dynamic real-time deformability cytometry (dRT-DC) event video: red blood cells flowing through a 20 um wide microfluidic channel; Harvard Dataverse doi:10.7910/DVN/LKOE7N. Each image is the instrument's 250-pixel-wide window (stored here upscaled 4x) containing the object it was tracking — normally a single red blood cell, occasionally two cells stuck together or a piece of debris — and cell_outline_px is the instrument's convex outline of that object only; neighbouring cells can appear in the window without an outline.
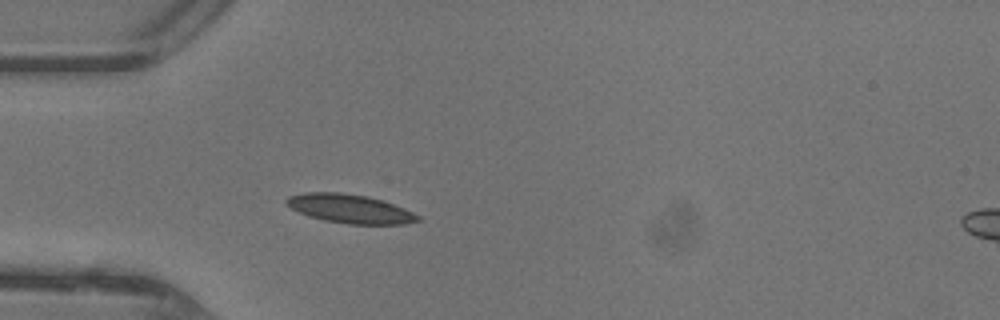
{"species": "common noctule bat (a hibernating species)", "species_latin": "Nyctalus noctula", "temperature_condition": "warm", "stored_images_in_passage": 34, "camera_frame_rate_fps": 3000, "um_per_image_px": 0.085, "animal": {"sex": "female"}, "frame": {"image": 1, "passage_image": 1, "time_ms": 0.0, "image_size_px": [1000, 320], "cell_outline_px": [[420, 220], [404, 224], [348, 224], [324, 220], [308, 216], [292, 208], [284, 200], [288, 196], [304, 192], [340, 192], [368, 196], [404, 208], [420, 216]], "centroid_in_image_um": [29.73, 17.74], "position_along_channel_um": 55.3, "area_um2": 21.91}}
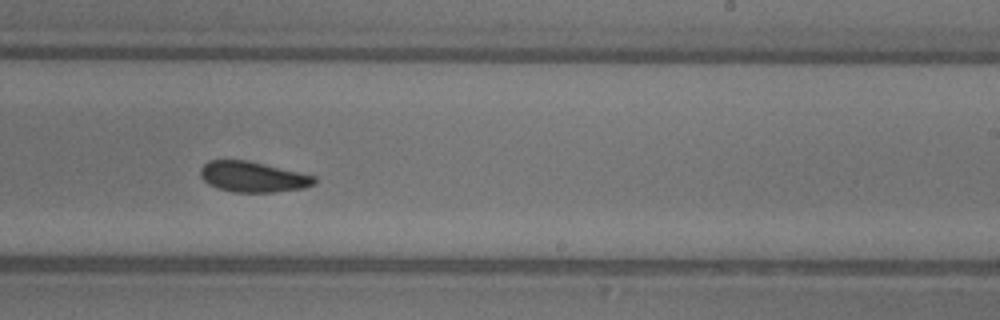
{"frame": {"image": 2, "passage_image": 16, "time_ms": 5.0, "image_size_px": [1000, 320], "cell_outline_px": [[316, 184], [304, 188], [276, 192], [236, 192], [216, 188], [208, 184], [200, 176], [200, 168], [208, 160], [244, 160], [316, 176]], "centroid_in_image_um": [21.48, 15.04], "position_along_channel_um": 267.5, "area_um2": 20.17}}
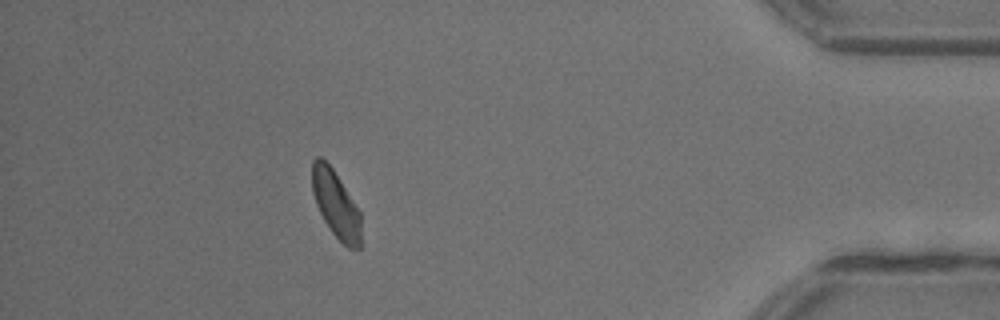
{"frame": {"image": 3, "passage_image": 29, "time_ms": 9.333, "image_size_px": [1000, 320], "cell_outline_px": [[360, 248], [348, 248], [332, 232], [324, 220], [316, 204], [312, 192], [312, 160], [316, 156], [320, 156], [332, 168], [340, 180], [360, 212]], "centroid_in_image_um": [28.52, 17.34], "position_along_channel_um": 406.7, "area_um2": 18.79}, "authors_computed_cell_mechanics": {"area_um2": 20.3167, "velocity_mm_per_s": 4.3853, "shape_relaxation_time_tau1_ms": 5.7017, "shape_relaxation_time_tau2_ms": 3.0437, "deformation_change_tau1": 0.1418, "deformation_change_tau2": 0.0899}}